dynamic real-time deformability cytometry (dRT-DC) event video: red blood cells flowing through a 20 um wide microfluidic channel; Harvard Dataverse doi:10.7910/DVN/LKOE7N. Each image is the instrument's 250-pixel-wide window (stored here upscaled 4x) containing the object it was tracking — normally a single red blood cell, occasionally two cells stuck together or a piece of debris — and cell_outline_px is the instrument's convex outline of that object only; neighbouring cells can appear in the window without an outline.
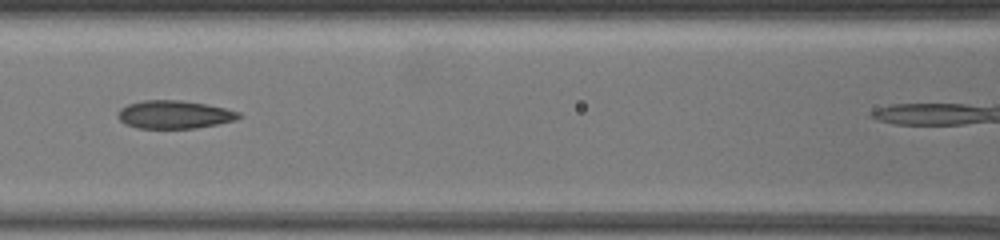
{"species": "common noctule bat (a hibernating species)", "species_latin": "Nyctalus noctula", "temperature_condition": "warm", "stored_images_in_passage": 12, "camera_frame_rate_fps": 3000, "um_per_image_px": 0.085, "animal": {"sex": "female", "body_mass_g": 19.5, "forearm_length_mm": 54.1}, "frame": {"image": 1, "passage_image": 6, "time_ms": 3.333, "image_size_px": [1000, 240], "cell_outline_px": [[240, 116], [232, 120], [216, 124], [196, 128], [136, 128], [124, 124], [116, 116], [120, 108], [128, 104], [144, 100], [180, 100], [204, 104], [224, 108], [240, 112]], "centroid_in_image_um": [14.74, 9.74], "position_along_channel_um": 151.9, "area_um2": 19.59}}
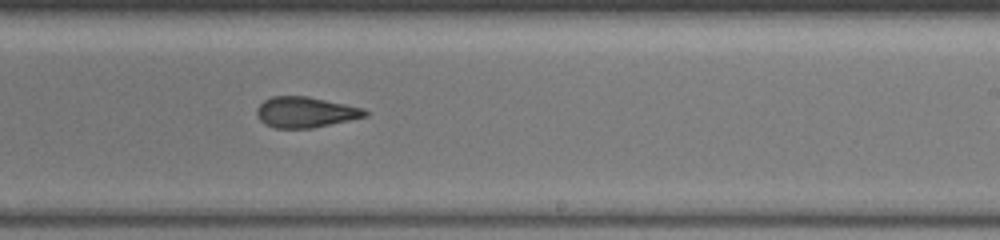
{"frame": {"image": 2, "passage_image": 10, "time_ms": 6.0, "image_size_px": [1000, 240], "cell_outline_px": [[368, 116], [312, 128], [272, 128], [264, 124], [256, 116], [256, 108], [264, 100], [272, 96], [308, 96], [364, 108], [368, 112]], "centroid_in_image_um": [25.93, 9.54], "position_along_channel_um": 263.1, "area_um2": 19.48}}